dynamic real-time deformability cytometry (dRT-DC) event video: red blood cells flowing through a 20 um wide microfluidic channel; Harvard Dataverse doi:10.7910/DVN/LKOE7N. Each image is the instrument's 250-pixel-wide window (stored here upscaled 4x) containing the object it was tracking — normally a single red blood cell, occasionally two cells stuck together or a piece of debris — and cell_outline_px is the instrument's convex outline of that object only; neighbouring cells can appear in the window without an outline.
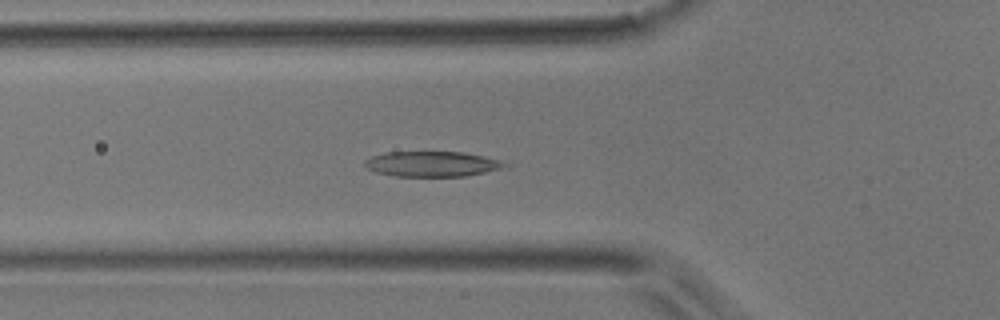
{"species": "common noctule bat (a hibernating species)", "species_latin": "Nyctalus noctula", "temperature_condition": "room temperature", "stored_images_in_passage": 35, "camera_frame_rate_fps": 3000, "um_per_image_px": 0.085, "animal": {"sex": "male", "body_mass_g": 17.9}, "frame": {"image": 1, "passage_image": 5, "time_ms": 1.333, "image_size_px": [1000, 320], "cell_outline_px": [[508, 168], [464, 176], [392, 176], [376, 172], [368, 168], [364, 164], [364, 160], [372, 156], [384, 152], [464, 152], [508, 160]], "centroid_in_image_um": [36.83, 13.93], "position_along_channel_um": 89.0, "area_um2": 21.04}}
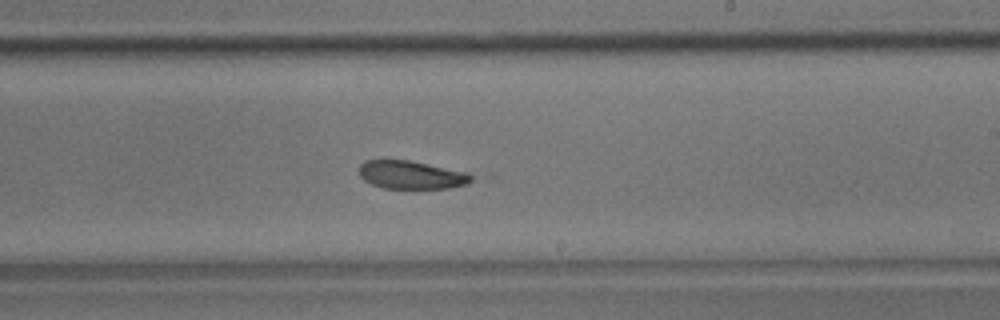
{"frame": {"image": 2, "passage_image": 17, "time_ms": 5.333, "image_size_px": [1000, 320], "cell_outline_px": [[480, 176], [468, 184], [448, 188], [384, 188], [372, 184], [364, 180], [360, 176], [360, 164], [364, 160], [408, 160], [468, 172]], "centroid_in_image_um": [35.05, 14.86], "position_along_channel_um": 254.0, "area_um2": 18.61}}
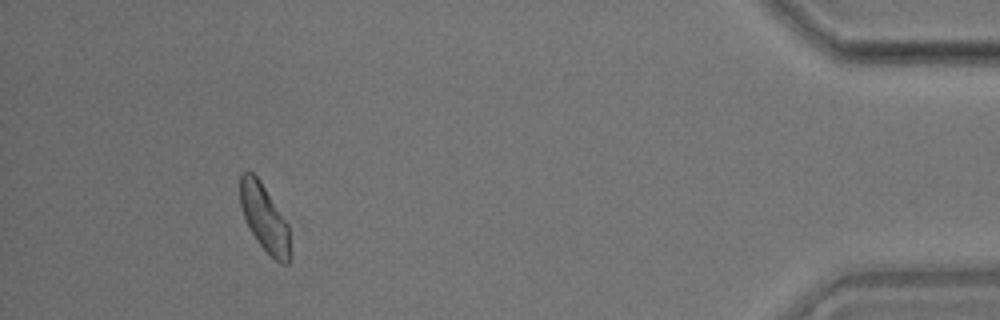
{"frame": {"image": 3, "passage_image": 33, "time_ms": 10.667, "image_size_px": [1000, 320], "cell_outline_px": [[288, 264], [284, 264], [276, 260], [256, 240], [244, 216], [240, 204], [240, 172], [252, 172], [260, 180], [288, 224]], "centroid_in_image_um": [22.44, 18.46], "position_along_channel_um": 412.8, "area_um2": 18.79}}